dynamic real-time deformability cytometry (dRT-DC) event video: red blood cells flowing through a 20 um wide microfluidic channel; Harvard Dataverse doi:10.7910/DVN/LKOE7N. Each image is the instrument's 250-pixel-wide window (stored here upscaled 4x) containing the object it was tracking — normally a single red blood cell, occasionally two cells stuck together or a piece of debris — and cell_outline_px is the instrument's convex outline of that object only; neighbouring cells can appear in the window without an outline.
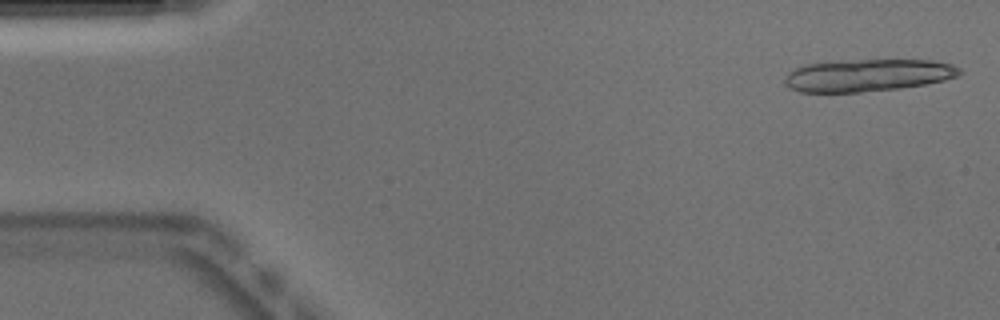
{"species": "Egyptian fruit bat (a non-hibernating species)", "species_latin": "Rousettus aegyptiacus", "temperature_condition": "warm", "stored_images_in_passage": 16, "camera_frame_rate_fps": 3000, "um_per_image_px": 0.085, "animal": {"sex": "male"}, "frame": {"image": 1, "passage_image": 1, "time_ms": 0.0, "image_size_px": [1000, 320], "cell_outline_px": [[964, 72], [956, 76], [944, 80], [924, 84], [900, 88], [860, 92], [800, 92], [788, 88], [784, 80], [784, 76], [788, 72], [804, 64], [836, 60], [932, 60], [952, 64], [960, 68]], "centroid_in_image_um": [73.72, 6.39], "position_along_channel_um": 11.3, "area_um2": 33.18}}